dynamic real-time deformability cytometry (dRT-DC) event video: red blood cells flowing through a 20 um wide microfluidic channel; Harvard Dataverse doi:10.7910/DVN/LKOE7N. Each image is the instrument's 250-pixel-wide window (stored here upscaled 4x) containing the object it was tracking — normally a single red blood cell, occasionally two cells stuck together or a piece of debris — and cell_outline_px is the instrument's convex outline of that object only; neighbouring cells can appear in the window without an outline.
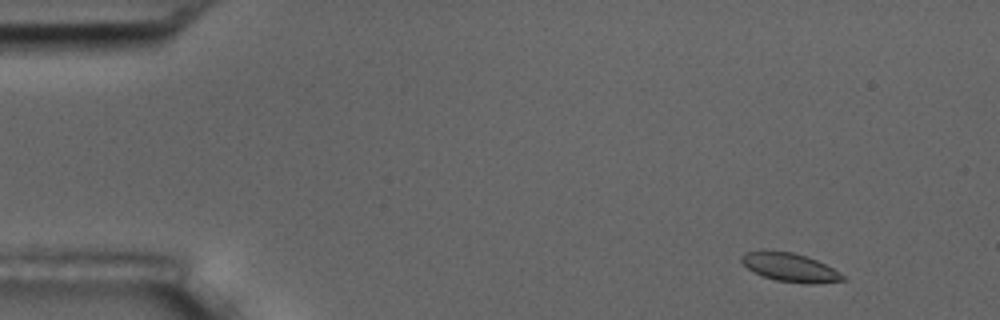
{"species": "common noctule bat (a hibernating species)", "species_latin": "Nyctalus noctula", "temperature_condition": "room temperature", "stored_images_in_passage": 5, "camera_frame_rate_fps": 3000, "um_per_image_px": 0.085, "animal": {"sex": "male", "body_mass_g": 17.5, "forearm_length_mm": 52.3}, "frame": {"image": 1, "passage_image": 2, "time_ms": 1.0, "image_size_px": [1000, 320], "cell_outline_px": [[844, 280], [812, 284], [808, 284], [776, 280], [764, 276], [748, 268], [740, 260], [740, 256], [744, 252], [764, 248], [792, 252], [816, 260], [832, 268], [844, 276]], "centroid_in_image_um": [67.07, 22.69], "position_along_channel_um": 17.9, "area_um2": 16.88}}
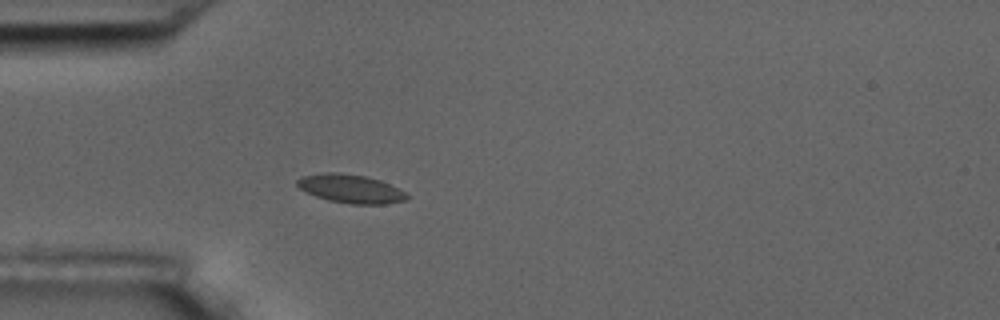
{"frame": {"image": 2, "passage_image": 5, "time_ms": 4.667, "image_size_px": [1000, 320], "cell_outline_px": [[408, 196], [404, 200], [384, 204], [352, 204], [328, 200], [316, 196], [300, 188], [296, 184], [296, 180], [300, 176], [324, 172], [340, 172], [364, 176], [380, 180], [404, 192]], "centroid_in_image_um": [29.74, 16.03], "position_along_channel_um": 55.3, "area_um2": 18.03}}